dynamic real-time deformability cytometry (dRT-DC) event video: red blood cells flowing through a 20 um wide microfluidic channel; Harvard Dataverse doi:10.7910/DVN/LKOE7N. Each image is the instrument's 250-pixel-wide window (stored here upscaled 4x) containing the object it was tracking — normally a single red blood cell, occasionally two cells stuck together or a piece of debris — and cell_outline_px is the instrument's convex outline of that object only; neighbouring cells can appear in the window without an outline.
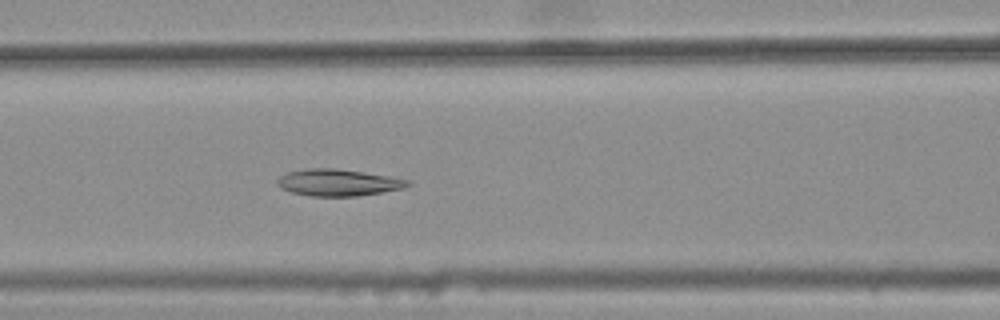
{"species": "common noctule bat (a hibernating species)", "species_latin": "Nyctalus noctula", "temperature_condition": "warm", "stored_images_in_passage": 27, "camera_frame_rate_fps": 3000, "um_per_image_px": 0.085, "animal": {"sex": "female", "body_mass_g": 25.1}, "frame": {"image": 1, "passage_image": 6, "time_ms": 1.667, "image_size_px": [1000, 320], "cell_outline_px": [[412, 184], [404, 188], [356, 196], [312, 196], [292, 192], [280, 188], [276, 184], [276, 180], [280, 176], [288, 172], [308, 168], [336, 168], [388, 176], [408, 180]], "centroid_in_image_um": [28.71, 15.51], "position_along_channel_um": 137.9, "area_um2": 20.17}}
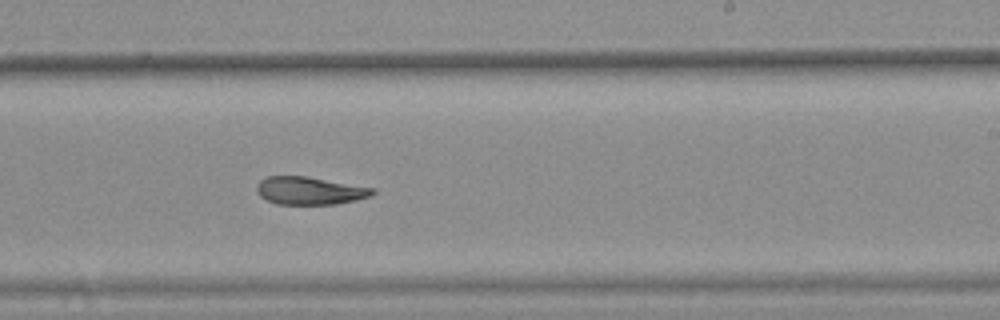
{"frame": {"image": 2, "passage_image": 16, "time_ms": 5.0, "image_size_px": [1000, 320], "cell_outline_px": [[376, 192], [372, 196], [356, 200], [336, 204], [276, 204], [260, 196], [256, 192], [256, 184], [260, 180], [268, 176], [308, 176], [376, 188]], "centroid_in_image_um": [26.35, 16.2], "position_along_channel_um": 262.6, "area_um2": 19.02}}
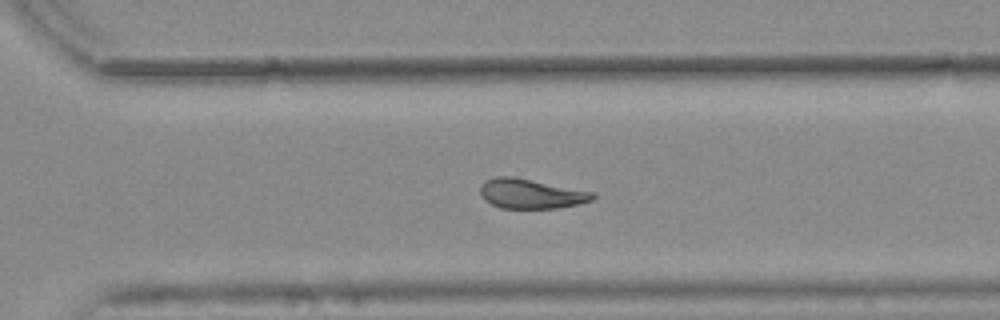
{"frame": {"image": 3, "passage_image": 21, "time_ms": 6.667, "image_size_px": [1000, 320], "cell_outline_px": [[596, 196], [592, 200], [580, 204], [556, 208], [500, 208], [484, 200], [480, 192], [480, 188], [488, 180], [496, 176], [512, 176], [596, 192]], "centroid_in_image_um": [45.18, 16.47], "position_along_channel_um": 325.4, "area_um2": 19.42}}